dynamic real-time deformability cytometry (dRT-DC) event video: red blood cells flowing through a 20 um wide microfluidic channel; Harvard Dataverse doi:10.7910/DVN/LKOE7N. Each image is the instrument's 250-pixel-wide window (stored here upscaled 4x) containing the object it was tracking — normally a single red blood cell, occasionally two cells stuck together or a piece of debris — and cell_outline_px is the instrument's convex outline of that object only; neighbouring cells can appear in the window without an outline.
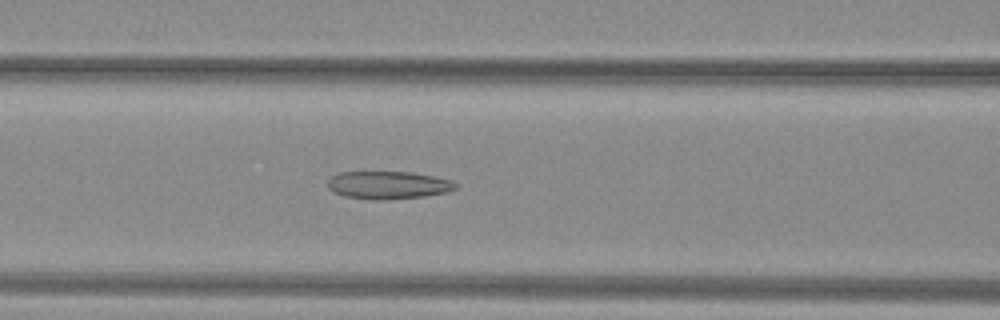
{"species": "common noctule bat (a hibernating species)", "species_latin": "Nyctalus noctula", "temperature_condition": "warm", "stored_images_in_passage": 38, "camera_frame_rate_fps": 3000, "um_per_image_px": 0.085, "animal": {"sex": "female", "body_mass_g": 29.2, "forearm_length_mm": 56.3}, "frame": {"image": 1, "passage_image": 12, "time_ms": 3.667, "image_size_px": [1000, 320], "cell_outline_px": [[456, 188], [448, 192], [424, 196], [384, 200], [376, 200], [344, 196], [332, 192], [328, 188], [328, 180], [332, 176], [340, 172], [412, 172], [436, 176], [452, 180], [456, 184]], "centroid_in_image_um": [33.0, 15.73], "position_along_channel_um": 133.6, "area_um2": 20.81}}
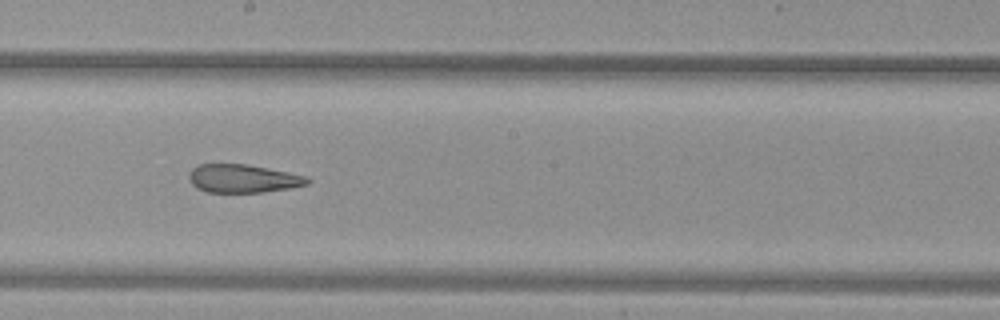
{"frame": {"image": 2, "passage_image": 19, "time_ms": 6.0, "image_size_px": [1000, 320], "cell_outline_px": [[312, 180], [308, 184], [292, 188], [264, 192], [208, 192], [196, 188], [192, 184], [188, 176], [192, 168], [200, 164], [244, 164], [268, 168], [308, 176]], "centroid_in_image_um": [20.69, 15.18], "position_along_channel_um": 227.5, "area_um2": 19.59}}
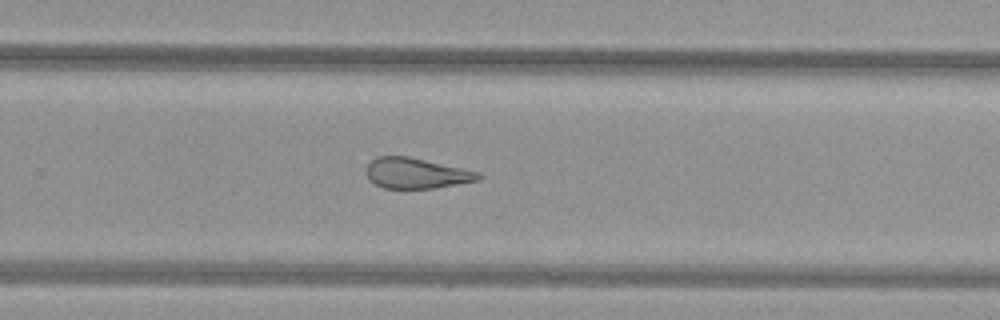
{"frame": {"image": 3, "passage_image": 24, "time_ms": 7.667, "image_size_px": [1000, 320], "cell_outline_px": [[484, 176], [480, 180], [436, 188], [384, 188], [368, 180], [364, 172], [364, 168], [376, 156], [408, 156], [464, 168], [480, 172]], "centroid_in_image_um": [35.38, 14.72], "position_along_channel_um": 294.4, "area_um2": 20.29}, "authors_computed_cell_mechanics": {"area_um2": 22.4264, "velocity_mm_per_s": 4.0302, "shape_relaxation_time_tau1_ms": null, "shape_relaxation_time_tau2_ms": 2.7575, "deformation_change_tau1": null, "deformation_change_tau2": 0.1138}}